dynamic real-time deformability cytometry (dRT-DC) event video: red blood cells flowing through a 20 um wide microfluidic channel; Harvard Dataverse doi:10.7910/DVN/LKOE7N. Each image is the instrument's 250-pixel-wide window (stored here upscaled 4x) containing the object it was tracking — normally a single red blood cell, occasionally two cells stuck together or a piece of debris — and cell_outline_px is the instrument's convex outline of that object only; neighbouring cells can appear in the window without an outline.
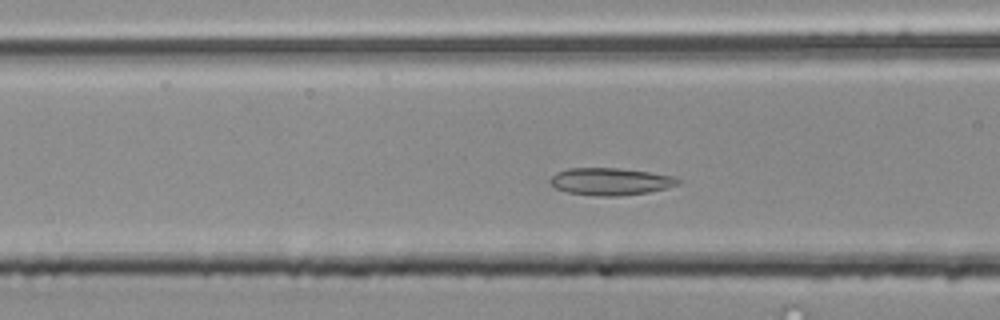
{"species": "common noctule bat (a hibernating species)", "species_latin": "Nyctalus noctula", "temperature_condition": "room temperature", "stored_images_in_passage": 46, "camera_frame_rate_fps": 3000, "um_per_image_px": 0.085, "animal": {"sex": "male", "body_mass_g": 20.4}, "frame": {"image": 1, "passage_image": 13, "time_ms": 4.0, "image_size_px": [1000, 320], "cell_outline_px": [[680, 184], [648, 192], [620, 196], [596, 196], [568, 192], [556, 188], [548, 180], [556, 172], [568, 168], [616, 168], [648, 172], [672, 176], [680, 180]], "centroid_in_image_um": [51.85, 15.43], "position_along_channel_um": 114.7, "area_um2": 20.11}}
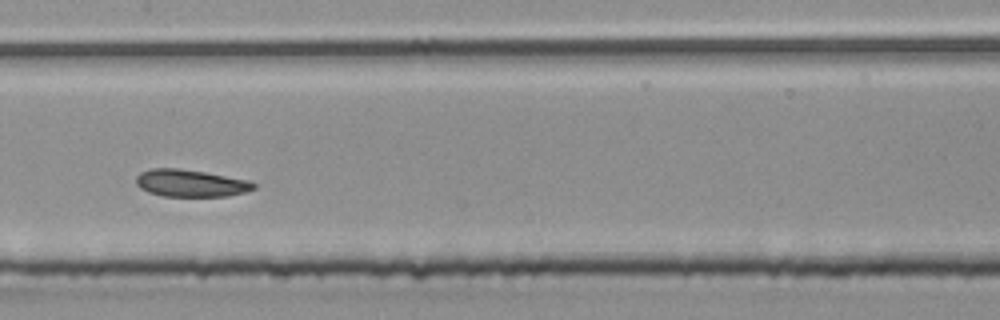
{"frame": {"image": 2, "passage_image": 19, "time_ms": 6.0, "image_size_px": [1000, 320], "cell_outline_px": [[256, 188], [244, 192], [228, 196], [164, 196], [148, 192], [140, 188], [136, 184], [136, 176], [140, 172], [152, 168], [176, 168], [204, 172], [248, 180], [256, 184]], "centroid_in_image_um": [16.18, 15.57], "position_along_channel_um": 191.2, "area_um2": 18.55}}
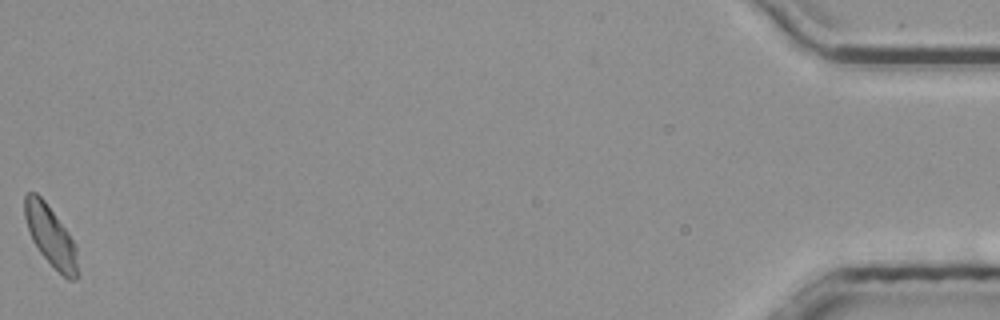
{"frame": {"image": 3, "passage_image": 46, "time_ms": 15.0, "image_size_px": [1000, 320], "cell_outline_px": [[80, 276], [76, 280], [68, 280], [40, 252], [32, 240], [24, 216], [24, 196], [28, 192], [36, 192], [44, 200], [68, 232], [76, 248]], "centroid_in_image_um": [4.32, 20.08], "position_along_channel_um": 430.9, "area_um2": 18.5}, "authors_computed_cell_mechanics": {"area_um2": 18.8428, "velocity_mm_per_s": 3.8097, "shape_relaxation_time_tau1_ms": 3.7349, "shape_relaxation_time_tau2_ms": 1.2965, "deformation_change_tau1": 0.0839, "deformation_change_tau2": 0.0726}}